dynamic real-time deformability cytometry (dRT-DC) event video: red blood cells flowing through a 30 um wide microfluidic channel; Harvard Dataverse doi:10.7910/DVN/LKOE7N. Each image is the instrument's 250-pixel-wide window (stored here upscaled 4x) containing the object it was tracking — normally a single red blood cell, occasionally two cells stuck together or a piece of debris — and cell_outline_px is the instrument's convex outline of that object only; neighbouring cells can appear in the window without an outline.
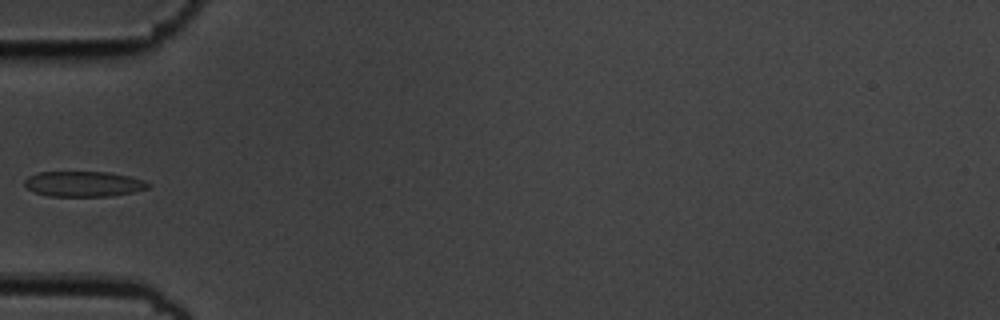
{"species": "common noctule bat (a hibernating species)", "species_latin": "Nyctalus noctula", "temperature_condition": "cold", "stored_images_in_passage": 5, "camera_frame_rate_fps": 3000, "um_per_image_px": 0.085, "animal": {"sex": "male", "body_mass_g": 19.5, "forearm_length_mm": 54.6}, "frame": {"image": 1, "passage_image": 4, "time_ms": 1.0, "image_size_px": [1000, 320], "cell_outline_px": [[152, 184], [148, 188], [132, 192], [112, 196], [48, 196], [36, 192], [28, 188], [24, 184], [24, 180], [28, 176], [40, 172], [108, 172], [132, 176], [144, 180]], "centroid_in_image_um": [7.14, 15.63], "position_along_channel_um": 77.9, "area_um2": 18.32}}
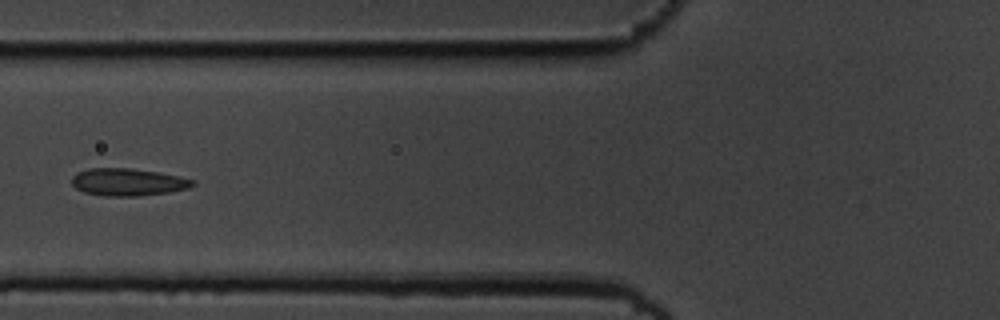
{"frame": {"image": 2, "passage_image": 5, "time_ms": 1.333, "image_size_px": [1000, 320], "cell_outline_px": [[196, 184], [188, 188], [168, 192], [140, 196], [104, 196], [84, 192], [76, 188], [72, 184], [72, 176], [76, 172], [88, 168], [132, 168], [160, 172], [196, 180]], "centroid_in_image_um": [10.87, 15.47], "position_along_channel_um": 114.9, "area_um2": 19.48}}